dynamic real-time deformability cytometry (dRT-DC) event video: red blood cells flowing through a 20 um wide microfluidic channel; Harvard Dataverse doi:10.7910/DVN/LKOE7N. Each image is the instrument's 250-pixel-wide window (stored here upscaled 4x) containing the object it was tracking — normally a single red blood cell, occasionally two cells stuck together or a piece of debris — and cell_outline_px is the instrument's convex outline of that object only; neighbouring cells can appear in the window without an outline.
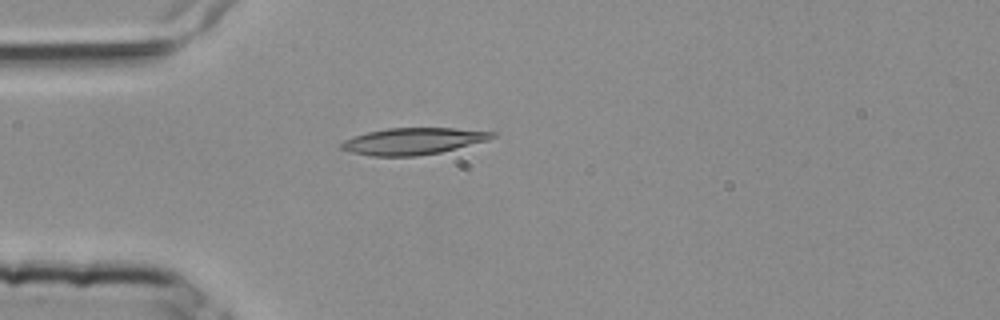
{"species": "common noctule bat (a hibernating species)", "species_latin": "Nyctalus noctula", "temperature_condition": "room temperature", "stored_images_in_passage": 2, "camera_frame_rate_fps": 3000, "um_per_image_px": 0.085, "animal": {"sex": "female", "body_mass_g": 25.1}, "frame": {"image": 1, "passage_image": 2, "time_ms": 0.333, "image_size_px": [1000, 320], "cell_outline_px": [[496, 136], [488, 140], [440, 152], [416, 156], [372, 156], [352, 152], [340, 148], [340, 144], [344, 140], [352, 136], [368, 132], [388, 128], [452, 128], [496, 132]], "centroid_in_image_um": [35.1, 11.99], "position_along_channel_um": 49.9, "area_um2": 23.29}}